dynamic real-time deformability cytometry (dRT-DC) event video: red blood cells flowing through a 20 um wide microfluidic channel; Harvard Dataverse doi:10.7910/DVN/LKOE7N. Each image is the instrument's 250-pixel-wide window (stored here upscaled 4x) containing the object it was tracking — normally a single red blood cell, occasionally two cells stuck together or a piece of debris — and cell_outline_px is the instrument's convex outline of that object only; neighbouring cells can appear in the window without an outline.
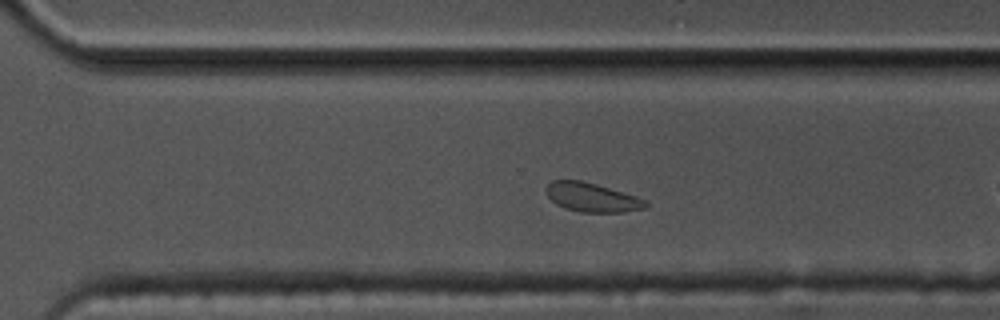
{"species": "common noctule bat (a hibernating species)", "species_latin": "Nyctalus noctula", "temperature_condition": "cold", "stored_images_in_passage": 45, "camera_frame_rate_fps": 3000, "um_per_image_px": 0.085, "animal": {"sex": "male", "body_mass_g": 17.5, "forearm_length_mm": 52.3}, "frame": {"image": 1, "passage_image": 26, "time_ms": 8.333, "image_size_px": [1000, 320], "cell_outline_px": [[648, 208], [624, 212], [580, 212], [564, 208], [556, 204], [548, 196], [544, 188], [552, 180], [580, 180], [596, 184], [636, 196], [644, 200], [648, 204]], "centroid_in_image_um": [50.3, 16.78], "position_along_channel_um": 320.3, "area_um2": 16.82}}